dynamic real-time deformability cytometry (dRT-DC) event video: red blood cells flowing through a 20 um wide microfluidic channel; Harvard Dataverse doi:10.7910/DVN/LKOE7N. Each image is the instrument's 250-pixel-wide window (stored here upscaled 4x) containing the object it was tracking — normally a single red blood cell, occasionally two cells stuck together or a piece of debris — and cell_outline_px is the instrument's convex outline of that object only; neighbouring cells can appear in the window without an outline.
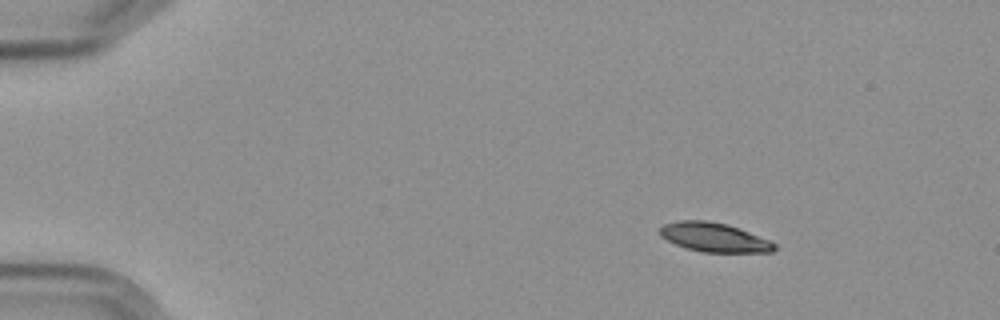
{"species": "Egyptian fruit bat (a non-hibernating species)", "species_latin": "Rousettus aegyptiacus", "temperature_condition": "cold", "stored_images_in_passage": 9, "camera_frame_rate_fps": 3000, "um_per_image_px": 0.085, "frame": {"image": 1, "passage_image": 1, "time_ms": 0.0, "image_size_px": [1000, 320], "cell_outline_px": [[776, 248], [772, 252], [704, 252], [688, 248], [676, 244], [660, 236], [660, 228], [664, 224], [680, 220], [708, 220], [728, 224], [768, 240], [776, 244]], "centroid_in_image_um": [60.69, 20.16], "position_along_channel_um": 24.3, "area_um2": 19.19}}